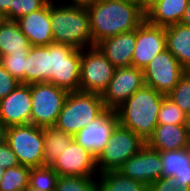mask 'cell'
I'll use <instances>...</instances> for the list:
<instances>
[{"mask_svg":"<svg viewBox=\"0 0 190 191\" xmlns=\"http://www.w3.org/2000/svg\"><path fill=\"white\" fill-rule=\"evenodd\" d=\"M86 7L93 46L119 33L133 31L145 21V12L135 2L94 0Z\"/></svg>","mask_w":190,"mask_h":191,"instance_id":"1","label":"cell"},{"mask_svg":"<svg viewBox=\"0 0 190 191\" xmlns=\"http://www.w3.org/2000/svg\"><path fill=\"white\" fill-rule=\"evenodd\" d=\"M164 96L144 85L114 110L118 124L146 142L158 125V113Z\"/></svg>","mask_w":190,"mask_h":191,"instance_id":"2","label":"cell"},{"mask_svg":"<svg viewBox=\"0 0 190 191\" xmlns=\"http://www.w3.org/2000/svg\"><path fill=\"white\" fill-rule=\"evenodd\" d=\"M56 5L50 0V19L54 43L76 49L93 46L89 14L86 5Z\"/></svg>","mask_w":190,"mask_h":191,"instance_id":"3","label":"cell"},{"mask_svg":"<svg viewBox=\"0 0 190 191\" xmlns=\"http://www.w3.org/2000/svg\"><path fill=\"white\" fill-rule=\"evenodd\" d=\"M106 110L100 94L69 92L55 126L75 136Z\"/></svg>","mask_w":190,"mask_h":191,"instance_id":"4","label":"cell"},{"mask_svg":"<svg viewBox=\"0 0 190 191\" xmlns=\"http://www.w3.org/2000/svg\"><path fill=\"white\" fill-rule=\"evenodd\" d=\"M146 142L129 129L117 124L107 145L96 156L99 173L118 171L129 158L137 154Z\"/></svg>","mask_w":190,"mask_h":191,"instance_id":"5","label":"cell"},{"mask_svg":"<svg viewBox=\"0 0 190 191\" xmlns=\"http://www.w3.org/2000/svg\"><path fill=\"white\" fill-rule=\"evenodd\" d=\"M6 143L20 165L30 168L44 166V128L31 123L9 126Z\"/></svg>","mask_w":190,"mask_h":191,"instance_id":"6","label":"cell"},{"mask_svg":"<svg viewBox=\"0 0 190 191\" xmlns=\"http://www.w3.org/2000/svg\"><path fill=\"white\" fill-rule=\"evenodd\" d=\"M68 91L48 82L31 84V124L38 127L55 126Z\"/></svg>","mask_w":190,"mask_h":191,"instance_id":"7","label":"cell"},{"mask_svg":"<svg viewBox=\"0 0 190 191\" xmlns=\"http://www.w3.org/2000/svg\"><path fill=\"white\" fill-rule=\"evenodd\" d=\"M81 50L66 44H51V71L47 81L68 92L79 91Z\"/></svg>","mask_w":190,"mask_h":191,"instance_id":"8","label":"cell"},{"mask_svg":"<svg viewBox=\"0 0 190 191\" xmlns=\"http://www.w3.org/2000/svg\"><path fill=\"white\" fill-rule=\"evenodd\" d=\"M81 50L79 91L102 95L113 78L115 67L97 46ZM85 52H84V51Z\"/></svg>","mask_w":190,"mask_h":191,"instance_id":"9","label":"cell"},{"mask_svg":"<svg viewBox=\"0 0 190 191\" xmlns=\"http://www.w3.org/2000/svg\"><path fill=\"white\" fill-rule=\"evenodd\" d=\"M186 70L174 55L164 49L157 54L144 68V83L156 92L167 96L178 84Z\"/></svg>","mask_w":190,"mask_h":191,"instance_id":"10","label":"cell"},{"mask_svg":"<svg viewBox=\"0 0 190 191\" xmlns=\"http://www.w3.org/2000/svg\"><path fill=\"white\" fill-rule=\"evenodd\" d=\"M144 85L143 70L134 66L118 67L101 95L103 103L107 109L114 111Z\"/></svg>","mask_w":190,"mask_h":191,"instance_id":"11","label":"cell"},{"mask_svg":"<svg viewBox=\"0 0 190 191\" xmlns=\"http://www.w3.org/2000/svg\"><path fill=\"white\" fill-rule=\"evenodd\" d=\"M51 167L59 176L92 177L97 172L96 155L73 139Z\"/></svg>","mask_w":190,"mask_h":191,"instance_id":"12","label":"cell"},{"mask_svg":"<svg viewBox=\"0 0 190 191\" xmlns=\"http://www.w3.org/2000/svg\"><path fill=\"white\" fill-rule=\"evenodd\" d=\"M164 49H166L165 27L152 25L145 20L136 28L132 66L144 70L148 63Z\"/></svg>","mask_w":190,"mask_h":191,"instance_id":"13","label":"cell"},{"mask_svg":"<svg viewBox=\"0 0 190 191\" xmlns=\"http://www.w3.org/2000/svg\"><path fill=\"white\" fill-rule=\"evenodd\" d=\"M163 164L160 151L145 145L118 170L124 176L140 181L147 186L162 177Z\"/></svg>","mask_w":190,"mask_h":191,"instance_id":"14","label":"cell"},{"mask_svg":"<svg viewBox=\"0 0 190 191\" xmlns=\"http://www.w3.org/2000/svg\"><path fill=\"white\" fill-rule=\"evenodd\" d=\"M31 84L18 87L0 100V119L7 127L31 123Z\"/></svg>","mask_w":190,"mask_h":191,"instance_id":"15","label":"cell"},{"mask_svg":"<svg viewBox=\"0 0 190 191\" xmlns=\"http://www.w3.org/2000/svg\"><path fill=\"white\" fill-rule=\"evenodd\" d=\"M117 124V114L115 111L107 109L99 118L80 130L74 139L79 145L97 156L107 145L111 132Z\"/></svg>","mask_w":190,"mask_h":191,"instance_id":"16","label":"cell"},{"mask_svg":"<svg viewBox=\"0 0 190 191\" xmlns=\"http://www.w3.org/2000/svg\"><path fill=\"white\" fill-rule=\"evenodd\" d=\"M31 46H47L54 43L50 19V1L41 9L16 21Z\"/></svg>","mask_w":190,"mask_h":191,"instance_id":"17","label":"cell"},{"mask_svg":"<svg viewBox=\"0 0 190 191\" xmlns=\"http://www.w3.org/2000/svg\"><path fill=\"white\" fill-rule=\"evenodd\" d=\"M136 43V29L119 33L99 42L96 46L115 67L132 66L133 51Z\"/></svg>","mask_w":190,"mask_h":191,"instance_id":"18","label":"cell"},{"mask_svg":"<svg viewBox=\"0 0 190 191\" xmlns=\"http://www.w3.org/2000/svg\"><path fill=\"white\" fill-rule=\"evenodd\" d=\"M146 145L156 151H171L190 147L187 125L158 124Z\"/></svg>","mask_w":190,"mask_h":191,"instance_id":"19","label":"cell"},{"mask_svg":"<svg viewBox=\"0 0 190 191\" xmlns=\"http://www.w3.org/2000/svg\"><path fill=\"white\" fill-rule=\"evenodd\" d=\"M162 177H170L175 188H190V147L160 152Z\"/></svg>","mask_w":190,"mask_h":191,"instance_id":"20","label":"cell"},{"mask_svg":"<svg viewBox=\"0 0 190 191\" xmlns=\"http://www.w3.org/2000/svg\"><path fill=\"white\" fill-rule=\"evenodd\" d=\"M51 75V44L31 46L26 56L25 84L47 82Z\"/></svg>","mask_w":190,"mask_h":191,"instance_id":"21","label":"cell"},{"mask_svg":"<svg viewBox=\"0 0 190 191\" xmlns=\"http://www.w3.org/2000/svg\"><path fill=\"white\" fill-rule=\"evenodd\" d=\"M187 3L188 0H160L145 12V20L163 27L180 23Z\"/></svg>","mask_w":190,"mask_h":191,"instance_id":"22","label":"cell"},{"mask_svg":"<svg viewBox=\"0 0 190 191\" xmlns=\"http://www.w3.org/2000/svg\"><path fill=\"white\" fill-rule=\"evenodd\" d=\"M165 32L166 49L186 71H190V26L172 24L165 27Z\"/></svg>","mask_w":190,"mask_h":191,"instance_id":"23","label":"cell"},{"mask_svg":"<svg viewBox=\"0 0 190 191\" xmlns=\"http://www.w3.org/2000/svg\"><path fill=\"white\" fill-rule=\"evenodd\" d=\"M30 43L16 21L0 20V57L30 51Z\"/></svg>","mask_w":190,"mask_h":191,"instance_id":"24","label":"cell"},{"mask_svg":"<svg viewBox=\"0 0 190 191\" xmlns=\"http://www.w3.org/2000/svg\"><path fill=\"white\" fill-rule=\"evenodd\" d=\"M74 136L56 126L44 127V166H52Z\"/></svg>","mask_w":190,"mask_h":191,"instance_id":"25","label":"cell"},{"mask_svg":"<svg viewBox=\"0 0 190 191\" xmlns=\"http://www.w3.org/2000/svg\"><path fill=\"white\" fill-rule=\"evenodd\" d=\"M99 174L98 191H149V186L126 177L119 171H108Z\"/></svg>","mask_w":190,"mask_h":191,"instance_id":"26","label":"cell"},{"mask_svg":"<svg viewBox=\"0 0 190 191\" xmlns=\"http://www.w3.org/2000/svg\"><path fill=\"white\" fill-rule=\"evenodd\" d=\"M30 167L18 165L7 168L0 182V191H24L29 186Z\"/></svg>","mask_w":190,"mask_h":191,"instance_id":"27","label":"cell"},{"mask_svg":"<svg viewBox=\"0 0 190 191\" xmlns=\"http://www.w3.org/2000/svg\"><path fill=\"white\" fill-rule=\"evenodd\" d=\"M59 175L51 166L30 168L29 187L37 191H55Z\"/></svg>","mask_w":190,"mask_h":191,"instance_id":"28","label":"cell"},{"mask_svg":"<svg viewBox=\"0 0 190 191\" xmlns=\"http://www.w3.org/2000/svg\"><path fill=\"white\" fill-rule=\"evenodd\" d=\"M158 124L187 125V113L164 96L158 113Z\"/></svg>","mask_w":190,"mask_h":191,"instance_id":"29","label":"cell"},{"mask_svg":"<svg viewBox=\"0 0 190 191\" xmlns=\"http://www.w3.org/2000/svg\"><path fill=\"white\" fill-rule=\"evenodd\" d=\"M92 177L59 176L55 191H98L97 182Z\"/></svg>","mask_w":190,"mask_h":191,"instance_id":"30","label":"cell"},{"mask_svg":"<svg viewBox=\"0 0 190 191\" xmlns=\"http://www.w3.org/2000/svg\"><path fill=\"white\" fill-rule=\"evenodd\" d=\"M169 99L176 103L185 113L190 112V71H186L178 84L167 95Z\"/></svg>","mask_w":190,"mask_h":191,"instance_id":"31","label":"cell"},{"mask_svg":"<svg viewBox=\"0 0 190 191\" xmlns=\"http://www.w3.org/2000/svg\"><path fill=\"white\" fill-rule=\"evenodd\" d=\"M28 53L22 52L0 57V64L9 74L23 84H25L26 56Z\"/></svg>","mask_w":190,"mask_h":191,"instance_id":"32","label":"cell"},{"mask_svg":"<svg viewBox=\"0 0 190 191\" xmlns=\"http://www.w3.org/2000/svg\"><path fill=\"white\" fill-rule=\"evenodd\" d=\"M50 0H13V21L43 8Z\"/></svg>","mask_w":190,"mask_h":191,"instance_id":"33","label":"cell"},{"mask_svg":"<svg viewBox=\"0 0 190 191\" xmlns=\"http://www.w3.org/2000/svg\"><path fill=\"white\" fill-rule=\"evenodd\" d=\"M20 83L0 64V100L15 90Z\"/></svg>","mask_w":190,"mask_h":191,"instance_id":"34","label":"cell"},{"mask_svg":"<svg viewBox=\"0 0 190 191\" xmlns=\"http://www.w3.org/2000/svg\"><path fill=\"white\" fill-rule=\"evenodd\" d=\"M20 165L17 156L12 151L10 146L5 143L0 146V167L3 169L11 168Z\"/></svg>","mask_w":190,"mask_h":191,"instance_id":"35","label":"cell"},{"mask_svg":"<svg viewBox=\"0 0 190 191\" xmlns=\"http://www.w3.org/2000/svg\"><path fill=\"white\" fill-rule=\"evenodd\" d=\"M149 191H190V188H175L170 177H161L149 186Z\"/></svg>","mask_w":190,"mask_h":191,"instance_id":"36","label":"cell"},{"mask_svg":"<svg viewBox=\"0 0 190 191\" xmlns=\"http://www.w3.org/2000/svg\"><path fill=\"white\" fill-rule=\"evenodd\" d=\"M0 17L13 21V0H0Z\"/></svg>","mask_w":190,"mask_h":191,"instance_id":"37","label":"cell"},{"mask_svg":"<svg viewBox=\"0 0 190 191\" xmlns=\"http://www.w3.org/2000/svg\"><path fill=\"white\" fill-rule=\"evenodd\" d=\"M7 128L5 123L0 119V146L6 143Z\"/></svg>","mask_w":190,"mask_h":191,"instance_id":"38","label":"cell"},{"mask_svg":"<svg viewBox=\"0 0 190 191\" xmlns=\"http://www.w3.org/2000/svg\"><path fill=\"white\" fill-rule=\"evenodd\" d=\"M180 23L186 26H190V0H188L184 15Z\"/></svg>","mask_w":190,"mask_h":191,"instance_id":"39","label":"cell"},{"mask_svg":"<svg viewBox=\"0 0 190 191\" xmlns=\"http://www.w3.org/2000/svg\"><path fill=\"white\" fill-rule=\"evenodd\" d=\"M160 0H139L141 9L146 12L151 6Z\"/></svg>","mask_w":190,"mask_h":191,"instance_id":"40","label":"cell"},{"mask_svg":"<svg viewBox=\"0 0 190 191\" xmlns=\"http://www.w3.org/2000/svg\"><path fill=\"white\" fill-rule=\"evenodd\" d=\"M92 1H94V0H70V2H68V3L74 4V5H88Z\"/></svg>","mask_w":190,"mask_h":191,"instance_id":"41","label":"cell"},{"mask_svg":"<svg viewBox=\"0 0 190 191\" xmlns=\"http://www.w3.org/2000/svg\"><path fill=\"white\" fill-rule=\"evenodd\" d=\"M187 126H188L189 131H190V112L187 114Z\"/></svg>","mask_w":190,"mask_h":191,"instance_id":"42","label":"cell"},{"mask_svg":"<svg viewBox=\"0 0 190 191\" xmlns=\"http://www.w3.org/2000/svg\"><path fill=\"white\" fill-rule=\"evenodd\" d=\"M4 171H5V169H3L2 167H0V182H1V180H2Z\"/></svg>","mask_w":190,"mask_h":191,"instance_id":"43","label":"cell"},{"mask_svg":"<svg viewBox=\"0 0 190 191\" xmlns=\"http://www.w3.org/2000/svg\"><path fill=\"white\" fill-rule=\"evenodd\" d=\"M24 191H37V190L28 186Z\"/></svg>","mask_w":190,"mask_h":191,"instance_id":"44","label":"cell"},{"mask_svg":"<svg viewBox=\"0 0 190 191\" xmlns=\"http://www.w3.org/2000/svg\"><path fill=\"white\" fill-rule=\"evenodd\" d=\"M124 1L139 3V0H124Z\"/></svg>","mask_w":190,"mask_h":191,"instance_id":"45","label":"cell"}]
</instances>
